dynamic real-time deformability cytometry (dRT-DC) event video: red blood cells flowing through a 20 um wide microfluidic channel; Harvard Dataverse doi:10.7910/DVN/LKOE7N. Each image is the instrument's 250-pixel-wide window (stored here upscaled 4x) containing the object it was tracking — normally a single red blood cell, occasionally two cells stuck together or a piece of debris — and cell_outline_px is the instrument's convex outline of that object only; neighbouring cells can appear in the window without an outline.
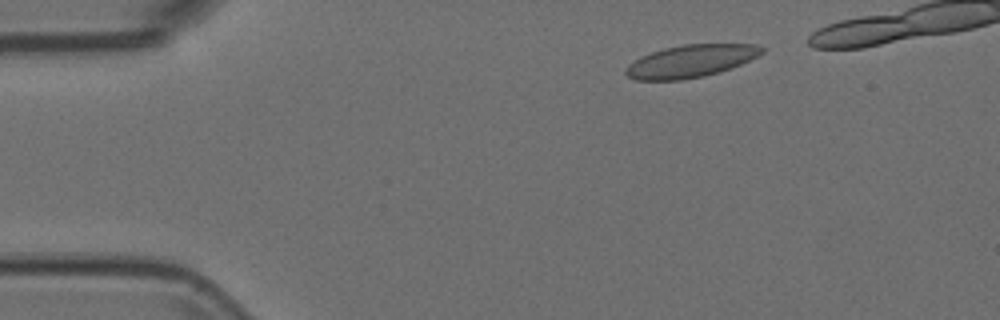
{"species": "Egyptian fruit bat (a non-hibernating species)", "species_latin": "Rousettus aegyptiacus", "temperature_condition": "room temperature", "stored_images_in_passage": 44, "camera_frame_rate_fps": 3000, "um_per_image_px": 0.085, "animal": {"sex": "female"}, "frame": {"image": 1, "passage_image": 5, "time_ms": 1.333, "image_size_px": [1000, 320], "cell_outline_px": [[764, 52], [740, 64], [704, 76], [680, 80], [636, 80], [628, 76], [624, 72], [628, 64], [640, 56], [664, 48], [684, 44], [756, 44], [764, 48]], "centroid_in_image_um": [58.66, 5.19], "position_along_channel_um": 26.3, "area_um2": 25.49}}
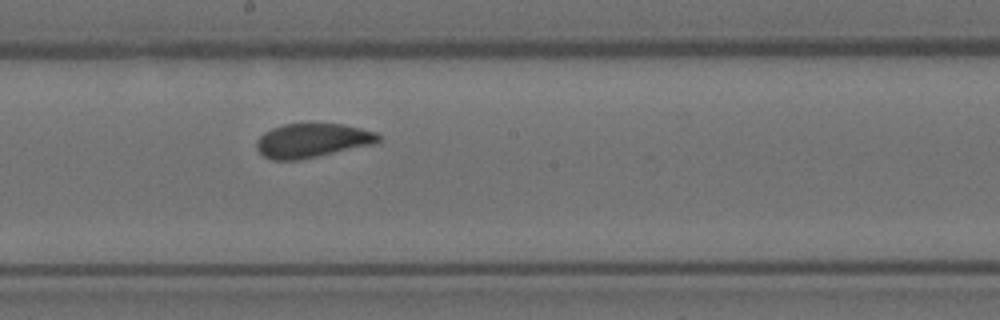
{"frame": {"image": 2, "passage_image": 26, "time_ms": 8.333, "image_size_px": [1000, 320], "cell_outline_px": [[380, 140], [372, 144], [300, 160], [272, 160], [264, 156], [256, 148], [256, 140], [264, 132], [272, 128], [284, 124], [344, 124], [376, 132], [380, 136]], "centroid_in_image_um": [26.51, 11.94], "position_along_channel_um": 221.7, "area_um2": 24.04}}
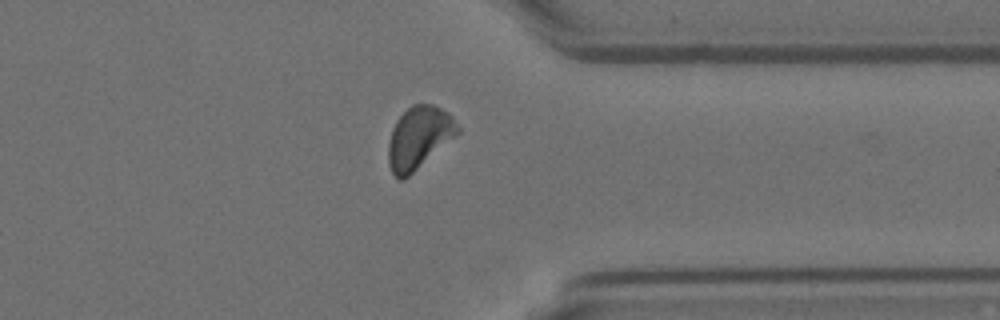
{"frame": {"image": 3, "passage_image": 39, "time_ms": 12.667, "image_size_px": [1000, 320], "cell_outline_px": [[460, 132], [404, 180], [400, 180], [392, 172], [388, 164], [388, 144], [392, 128], [396, 120], [412, 104], [432, 104], [448, 112], [452, 116], [460, 128]], "centroid_in_image_um": [35.6, 11.69], "position_along_channel_um": 375.8, "area_um2": 25.03}}